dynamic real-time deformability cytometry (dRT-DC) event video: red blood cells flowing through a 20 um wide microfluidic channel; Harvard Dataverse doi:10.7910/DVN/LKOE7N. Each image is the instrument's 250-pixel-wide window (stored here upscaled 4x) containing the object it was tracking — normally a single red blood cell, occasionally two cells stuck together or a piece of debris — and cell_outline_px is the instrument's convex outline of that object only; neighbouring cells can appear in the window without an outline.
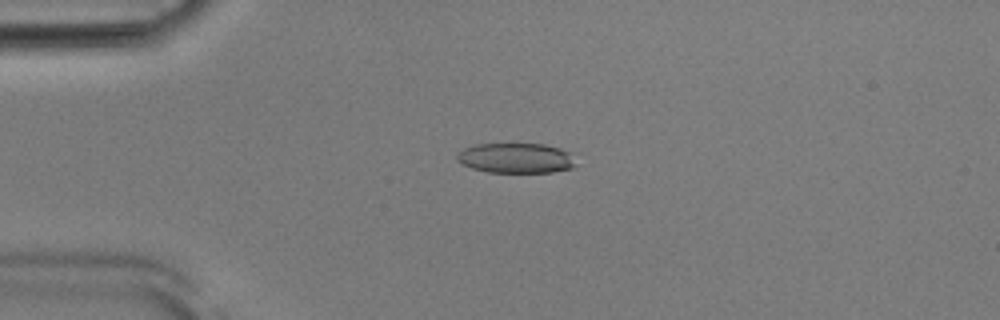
{"species": "Egyptian fruit bat (a non-hibernating species)", "species_latin": "Rousettus aegyptiacus", "temperature_condition": "room temperature", "stored_images_in_passage": 51, "camera_frame_rate_fps": 3000, "um_per_image_px": 0.085, "animal": {"sex": "male"}, "frame": {"image": 1, "passage_image": 11, "time_ms": 3.333, "image_size_px": [1000, 320], "cell_outline_px": [[572, 168], [552, 172], [488, 172], [472, 168], [460, 164], [456, 160], [456, 156], [464, 148], [472, 144], [544, 144], [560, 148], [568, 152], [572, 164]], "centroid_in_image_um": [43.76, 13.43], "position_along_channel_um": 41.2, "area_um2": 20.58}}
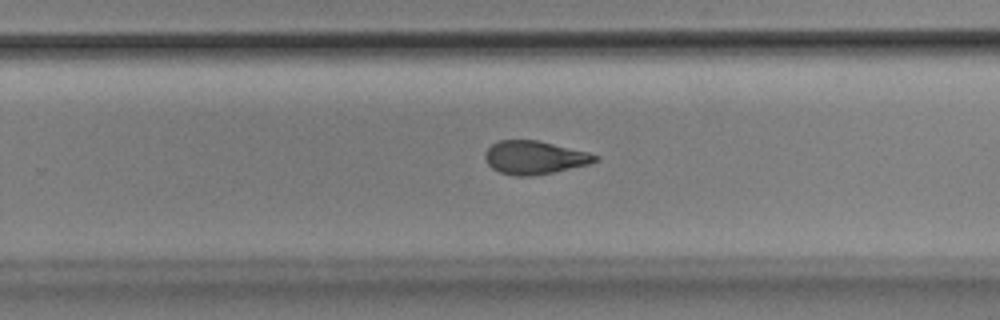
{"frame": {"image": 2, "passage_image": 32, "time_ms": 10.333, "image_size_px": [1000, 320], "cell_outline_px": [[600, 156], [596, 160], [588, 164], [552, 172], [532, 176], [516, 176], [500, 172], [492, 168], [488, 164], [484, 156], [488, 148], [492, 144], [500, 140], [536, 140], [588, 152]], "centroid_in_image_um": [45.41, 13.39], "position_along_channel_um": 284.4, "area_um2": 21.04}}
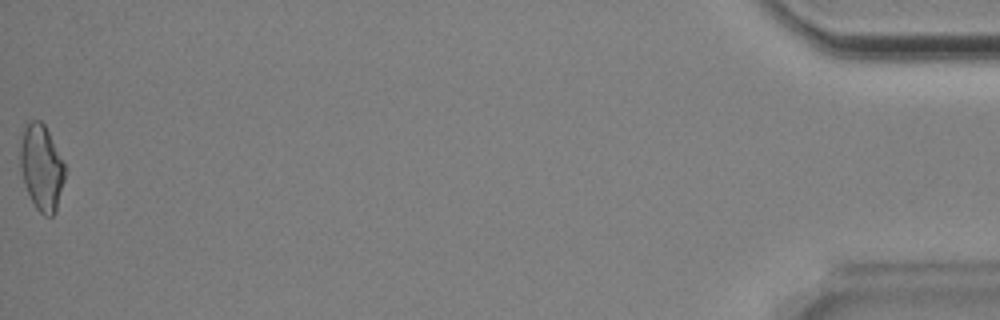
{"frame": {"image": 3, "passage_image": 51, "time_ms": 16.667, "image_size_px": [1000, 320], "cell_outline_px": [[64, 180], [56, 212], [52, 216], [44, 216], [36, 208], [28, 192], [20, 168], [20, 132], [24, 124], [28, 120], [40, 120], [44, 124], [64, 164]], "centroid_in_image_um": [3.5, 14.2], "position_along_channel_um": 431.7, "area_um2": 22.25}, "authors_computed_cell_mechanics": {"area_um2": 22.1374, "velocity_mm_per_s": 3.8723, "shape_relaxation_time_tau1_ms": 9.3939, "shape_relaxation_time_tau2_ms": 2.3705, "deformation_change_tau1": 0.2137, "deformation_change_tau2": 0.0999}}